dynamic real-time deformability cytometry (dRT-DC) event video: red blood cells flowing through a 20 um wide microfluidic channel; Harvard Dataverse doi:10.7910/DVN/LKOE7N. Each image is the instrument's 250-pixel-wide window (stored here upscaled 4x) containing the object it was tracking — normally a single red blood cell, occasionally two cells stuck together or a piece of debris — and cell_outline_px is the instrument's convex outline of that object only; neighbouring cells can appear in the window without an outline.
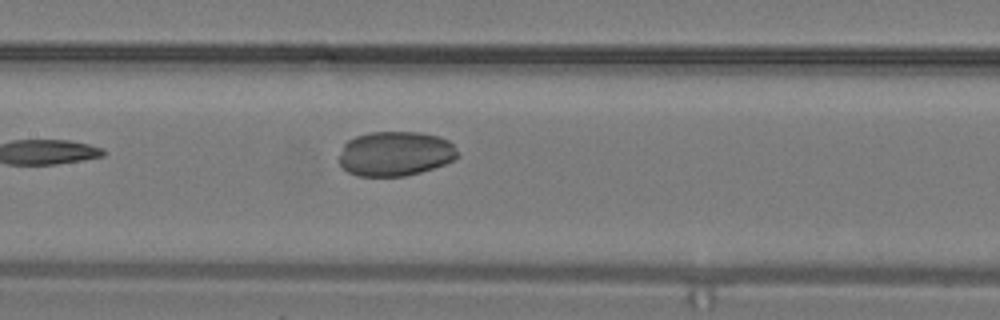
{"species": "common noctule bat (a hibernating species)", "species_latin": "Nyctalus noctula", "temperature_condition": "warm", "stored_images_in_passage": 11, "camera_frame_rate_fps": 3000, "um_per_image_px": 0.085, "animal": {"sex": "male", "body_mass_g": 19.2, "forearm_length_mm": 51.8}, "frame": {"image": 1, "passage_image": 11, "time_ms": 3.333, "image_size_px": [1000, 320], "cell_outline_px": [[460, 156], [444, 164], [420, 172], [404, 176], [356, 176], [348, 172], [340, 164], [340, 156], [344, 144], [348, 140], [356, 136], [372, 132], [420, 132], [440, 136], [448, 140], [452, 144]], "centroid_in_image_um": [33.61, 13.06], "position_along_channel_um": 173.8, "area_um2": 30.75}}